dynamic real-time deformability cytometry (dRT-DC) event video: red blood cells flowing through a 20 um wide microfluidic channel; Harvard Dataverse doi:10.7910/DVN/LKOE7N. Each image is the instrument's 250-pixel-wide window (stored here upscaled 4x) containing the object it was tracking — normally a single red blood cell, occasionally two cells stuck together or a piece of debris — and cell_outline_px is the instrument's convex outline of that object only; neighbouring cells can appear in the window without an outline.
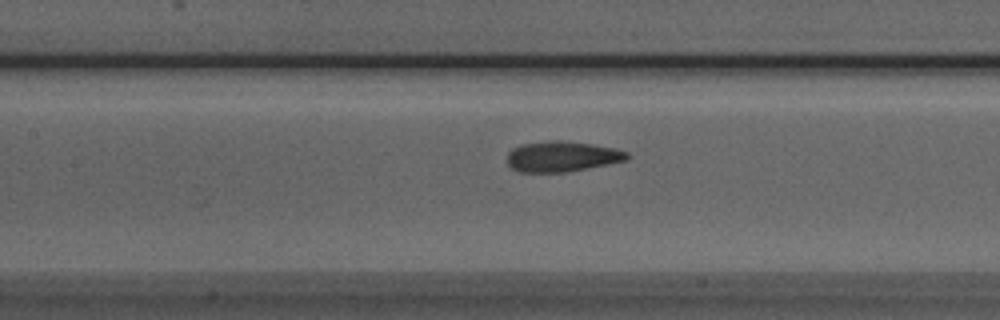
{"species": "Egyptian fruit bat (a non-hibernating species)", "species_latin": "Rousettus aegyptiacus", "temperature_condition": "room temperature", "stored_images_in_passage": 27, "camera_frame_rate_fps": 3000, "um_per_image_px": 0.085, "animal": {"sex": "male"}, "frame": {"image": 1, "passage_image": 9, "time_ms": 2.667, "image_size_px": [1000, 320], "cell_outline_px": [[632, 156], [628, 160], [608, 164], [564, 172], [520, 172], [512, 168], [508, 164], [508, 152], [512, 148], [520, 144], [552, 140], [560, 140], [592, 144], [616, 148], [628, 152]], "centroid_in_image_um": [47.8, 13.29], "position_along_channel_um": 159.6, "area_um2": 21.39}}
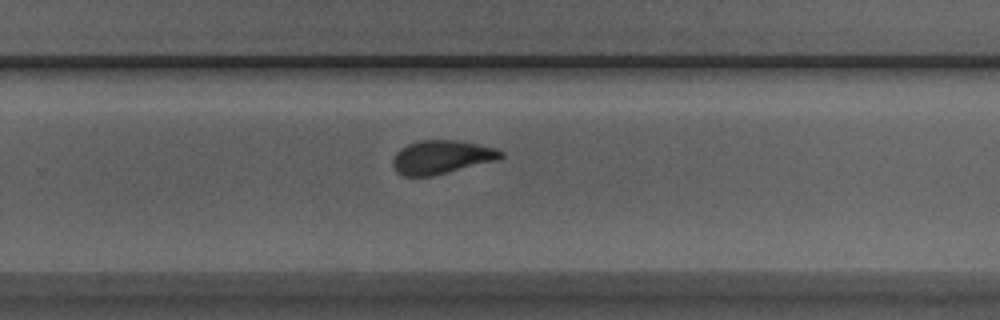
{"frame": {"image": 2, "passage_image": 19, "time_ms": 6.0, "image_size_px": [1000, 320], "cell_outline_px": [[504, 156], [500, 160], [432, 176], [404, 176], [396, 172], [392, 164], [392, 160], [396, 152], [400, 148], [408, 144], [420, 140], [456, 140], [496, 148], [504, 152]], "centroid_in_image_um": [37.54, 13.36], "position_along_channel_um": 292.3, "area_um2": 21.33}}
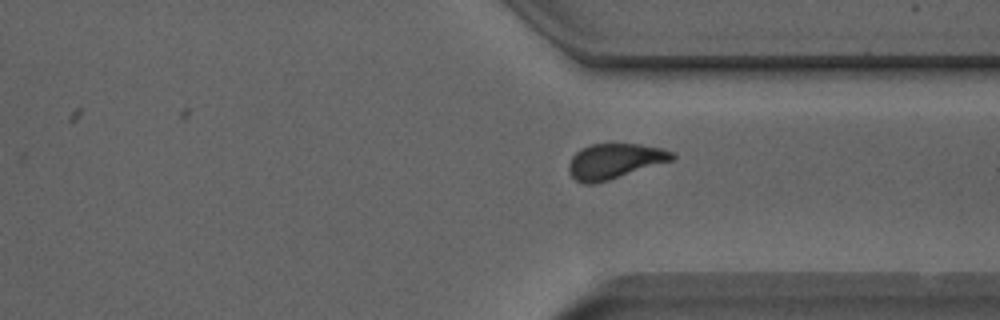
{"frame": {"image": 3, "passage_image": 24, "time_ms": 7.667, "image_size_px": [1000, 320], "cell_outline_px": [[676, 156], [672, 160], [596, 184], [584, 184], [576, 180], [568, 172], [568, 164], [572, 156], [580, 148], [592, 144], [640, 144], [664, 148], [672, 152]], "centroid_in_image_um": [52.21, 13.7], "position_along_channel_um": 359.2, "area_um2": 21.21}}